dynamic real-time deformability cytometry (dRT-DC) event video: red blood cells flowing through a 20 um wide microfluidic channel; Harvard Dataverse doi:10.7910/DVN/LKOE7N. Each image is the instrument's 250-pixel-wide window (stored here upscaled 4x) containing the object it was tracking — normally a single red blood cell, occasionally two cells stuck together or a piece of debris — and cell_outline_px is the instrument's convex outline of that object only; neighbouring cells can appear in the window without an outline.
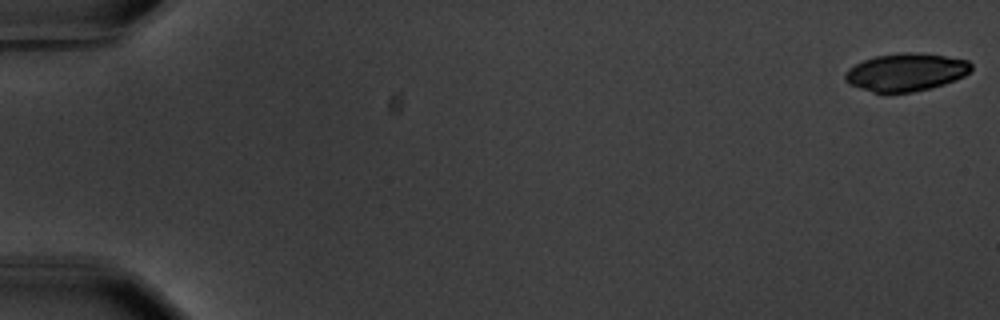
{"species": "common noctule bat (a hibernating species)", "species_latin": "Nyctalus noctula", "temperature_condition": "warm", "stored_images_in_passage": 22, "camera_frame_rate_fps": 3000, "um_per_image_px": 0.085, "animal": {"sex": "male", "body_mass_g": 20.1, "forearm_length_mm": 53.5}, "frame": {"image": 1, "passage_image": 1, "time_ms": 0.0, "image_size_px": [1000, 320], "cell_outline_px": [[972, 68], [964, 76], [956, 80], [944, 84], [912, 92], [872, 92], [848, 84], [844, 80], [844, 72], [848, 68], [864, 60], [876, 56], [900, 52], [908, 52], [944, 56], [968, 60], [972, 64]], "centroid_in_image_um": [76.98, 6.13], "position_along_channel_um": 8.0, "area_um2": 27.63}}